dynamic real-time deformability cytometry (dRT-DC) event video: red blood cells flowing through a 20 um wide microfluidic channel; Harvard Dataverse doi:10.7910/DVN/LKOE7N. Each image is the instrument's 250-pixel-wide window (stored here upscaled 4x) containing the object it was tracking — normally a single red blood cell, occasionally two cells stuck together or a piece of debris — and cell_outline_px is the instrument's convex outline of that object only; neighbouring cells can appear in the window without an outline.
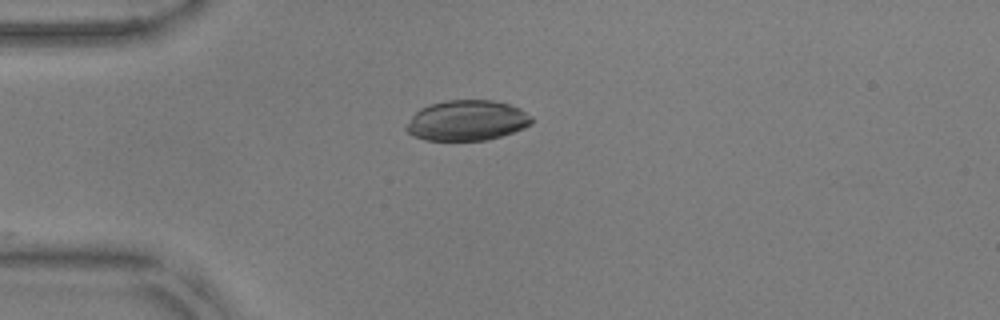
{"species": "common noctule bat (a hibernating species)", "species_latin": "Nyctalus noctula", "temperature_condition": "warm", "stored_images_in_passage": 9, "camera_frame_rate_fps": 3000, "um_per_image_px": 0.085, "animal": {"sex": "male", "body_mass_g": 17.9, "forearm_length_mm": 54.2}, "frame": {"image": 1, "passage_image": 1, "time_ms": 0.0, "image_size_px": [1000, 320], "cell_outline_px": [[532, 124], [524, 128], [488, 140], [424, 140], [412, 136], [404, 128], [412, 116], [420, 108], [432, 104], [448, 100], [492, 100], [508, 104], [520, 108], [532, 116]], "centroid_in_image_um": [39.69, 10.24], "position_along_channel_um": 45.3, "area_um2": 29.48}}
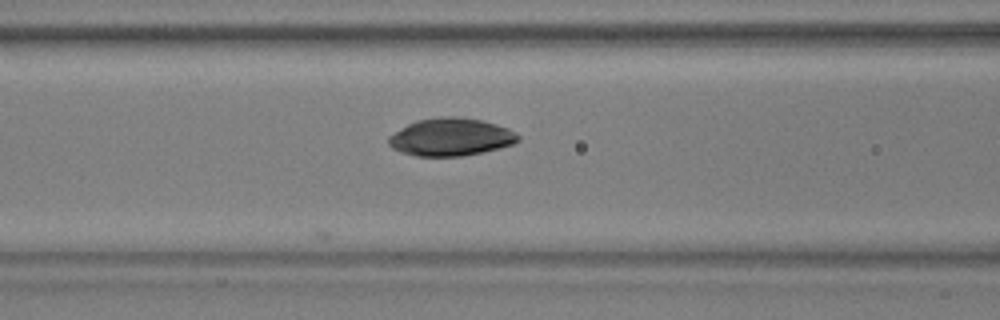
{"frame": {"image": 2, "passage_image": 9, "time_ms": 2.667, "image_size_px": [1000, 320], "cell_outline_px": [[520, 140], [512, 144], [500, 148], [484, 152], [464, 156], [416, 156], [400, 152], [392, 148], [388, 144], [388, 136], [408, 124], [416, 120], [444, 116], [456, 116], [480, 120], [496, 124], [508, 128], [516, 132], [520, 136]], "centroid_in_image_um": [38.32, 11.65], "position_along_channel_um": 128.3, "area_um2": 28.61}}